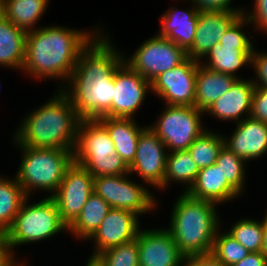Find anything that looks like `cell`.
<instances>
[{
  "label": "cell",
  "instance_id": "1",
  "mask_svg": "<svg viewBox=\"0 0 267 266\" xmlns=\"http://www.w3.org/2000/svg\"><path fill=\"white\" fill-rule=\"evenodd\" d=\"M102 31L81 51L62 88L81 119L111 117L114 74L123 62L124 53L117 50L108 33Z\"/></svg>",
  "mask_w": 267,
  "mask_h": 266
},
{
  "label": "cell",
  "instance_id": "2",
  "mask_svg": "<svg viewBox=\"0 0 267 266\" xmlns=\"http://www.w3.org/2000/svg\"><path fill=\"white\" fill-rule=\"evenodd\" d=\"M100 30L99 27L88 32L50 25L27 32L22 72L36 79H61L63 83L58 88L62 89L67 84L81 51Z\"/></svg>",
  "mask_w": 267,
  "mask_h": 266
},
{
  "label": "cell",
  "instance_id": "3",
  "mask_svg": "<svg viewBox=\"0 0 267 266\" xmlns=\"http://www.w3.org/2000/svg\"><path fill=\"white\" fill-rule=\"evenodd\" d=\"M56 92L41 107L23 117L13 135L17 147L75 150L81 118L69 96L62 89Z\"/></svg>",
  "mask_w": 267,
  "mask_h": 266
},
{
  "label": "cell",
  "instance_id": "4",
  "mask_svg": "<svg viewBox=\"0 0 267 266\" xmlns=\"http://www.w3.org/2000/svg\"><path fill=\"white\" fill-rule=\"evenodd\" d=\"M173 204L170 225L166 228L184 255L212 252L214 239L220 229L217 204L198 200L182 192Z\"/></svg>",
  "mask_w": 267,
  "mask_h": 266
},
{
  "label": "cell",
  "instance_id": "5",
  "mask_svg": "<svg viewBox=\"0 0 267 266\" xmlns=\"http://www.w3.org/2000/svg\"><path fill=\"white\" fill-rule=\"evenodd\" d=\"M21 162L16 179L27 197L35 191L51 193L52 197L63 180L66 169L74 162V150L59 148L19 147Z\"/></svg>",
  "mask_w": 267,
  "mask_h": 266
},
{
  "label": "cell",
  "instance_id": "6",
  "mask_svg": "<svg viewBox=\"0 0 267 266\" xmlns=\"http://www.w3.org/2000/svg\"><path fill=\"white\" fill-rule=\"evenodd\" d=\"M74 162L93 177L128 174L129 167L117 154L107 129L97 119H81Z\"/></svg>",
  "mask_w": 267,
  "mask_h": 266
},
{
  "label": "cell",
  "instance_id": "7",
  "mask_svg": "<svg viewBox=\"0 0 267 266\" xmlns=\"http://www.w3.org/2000/svg\"><path fill=\"white\" fill-rule=\"evenodd\" d=\"M28 201H30L29 197L24 200L12 225L3 235L14 255L16 246L38 243L53 238L61 231H68L51 197H44L31 204Z\"/></svg>",
  "mask_w": 267,
  "mask_h": 266
},
{
  "label": "cell",
  "instance_id": "8",
  "mask_svg": "<svg viewBox=\"0 0 267 266\" xmlns=\"http://www.w3.org/2000/svg\"><path fill=\"white\" fill-rule=\"evenodd\" d=\"M164 105L155 124L148 127L166 145L168 153L187 150L207 130L201 122L204 111L195 106Z\"/></svg>",
  "mask_w": 267,
  "mask_h": 266
},
{
  "label": "cell",
  "instance_id": "9",
  "mask_svg": "<svg viewBox=\"0 0 267 266\" xmlns=\"http://www.w3.org/2000/svg\"><path fill=\"white\" fill-rule=\"evenodd\" d=\"M131 174L94 177V192L111 208L125 209L138 215L149 213L158 201L149 189L130 179ZM155 198V199H154Z\"/></svg>",
  "mask_w": 267,
  "mask_h": 266
},
{
  "label": "cell",
  "instance_id": "10",
  "mask_svg": "<svg viewBox=\"0 0 267 266\" xmlns=\"http://www.w3.org/2000/svg\"><path fill=\"white\" fill-rule=\"evenodd\" d=\"M187 58L186 52L166 37L154 34L139 46L130 57L123 61L146 80H154L160 73L166 72Z\"/></svg>",
  "mask_w": 267,
  "mask_h": 266
},
{
  "label": "cell",
  "instance_id": "11",
  "mask_svg": "<svg viewBox=\"0 0 267 266\" xmlns=\"http://www.w3.org/2000/svg\"><path fill=\"white\" fill-rule=\"evenodd\" d=\"M94 192V177L73 162L65 171L62 182L51 197L57 206L62 222L69 227L79 216L89 196Z\"/></svg>",
  "mask_w": 267,
  "mask_h": 266
},
{
  "label": "cell",
  "instance_id": "12",
  "mask_svg": "<svg viewBox=\"0 0 267 266\" xmlns=\"http://www.w3.org/2000/svg\"><path fill=\"white\" fill-rule=\"evenodd\" d=\"M199 61L187 57L178 66L151 81V92L166 105L195 106V83Z\"/></svg>",
  "mask_w": 267,
  "mask_h": 266
},
{
  "label": "cell",
  "instance_id": "13",
  "mask_svg": "<svg viewBox=\"0 0 267 266\" xmlns=\"http://www.w3.org/2000/svg\"><path fill=\"white\" fill-rule=\"evenodd\" d=\"M167 154L166 145L146 125L138 138L136 156L129 166V173H136L140 176L139 178L144 180L145 184L162 191Z\"/></svg>",
  "mask_w": 267,
  "mask_h": 266
},
{
  "label": "cell",
  "instance_id": "14",
  "mask_svg": "<svg viewBox=\"0 0 267 266\" xmlns=\"http://www.w3.org/2000/svg\"><path fill=\"white\" fill-rule=\"evenodd\" d=\"M148 91H151V82L123 61L114 74L111 117L134 119Z\"/></svg>",
  "mask_w": 267,
  "mask_h": 266
},
{
  "label": "cell",
  "instance_id": "15",
  "mask_svg": "<svg viewBox=\"0 0 267 266\" xmlns=\"http://www.w3.org/2000/svg\"><path fill=\"white\" fill-rule=\"evenodd\" d=\"M139 216L125 209L111 208L95 233L88 239L95 246L92 256L136 239L140 230Z\"/></svg>",
  "mask_w": 267,
  "mask_h": 266
},
{
  "label": "cell",
  "instance_id": "16",
  "mask_svg": "<svg viewBox=\"0 0 267 266\" xmlns=\"http://www.w3.org/2000/svg\"><path fill=\"white\" fill-rule=\"evenodd\" d=\"M137 241L139 266H181L184 255L166 228H140Z\"/></svg>",
  "mask_w": 267,
  "mask_h": 266
},
{
  "label": "cell",
  "instance_id": "17",
  "mask_svg": "<svg viewBox=\"0 0 267 266\" xmlns=\"http://www.w3.org/2000/svg\"><path fill=\"white\" fill-rule=\"evenodd\" d=\"M244 12L209 11L199 12L192 47L186 52L187 57L201 61L210 49L220 42L230 25Z\"/></svg>",
  "mask_w": 267,
  "mask_h": 266
},
{
  "label": "cell",
  "instance_id": "18",
  "mask_svg": "<svg viewBox=\"0 0 267 266\" xmlns=\"http://www.w3.org/2000/svg\"><path fill=\"white\" fill-rule=\"evenodd\" d=\"M236 124L229 138L224 135L225 146L246 162L264 157L267 154V123L249 116Z\"/></svg>",
  "mask_w": 267,
  "mask_h": 266
},
{
  "label": "cell",
  "instance_id": "19",
  "mask_svg": "<svg viewBox=\"0 0 267 266\" xmlns=\"http://www.w3.org/2000/svg\"><path fill=\"white\" fill-rule=\"evenodd\" d=\"M254 89L252 80L237 79L229 91L212 103L204 114L223 121L241 122L250 116Z\"/></svg>",
  "mask_w": 267,
  "mask_h": 266
},
{
  "label": "cell",
  "instance_id": "20",
  "mask_svg": "<svg viewBox=\"0 0 267 266\" xmlns=\"http://www.w3.org/2000/svg\"><path fill=\"white\" fill-rule=\"evenodd\" d=\"M198 20L199 11L194 5L186 10L171 6L161 15V29L157 35L166 37L187 52L193 45Z\"/></svg>",
  "mask_w": 267,
  "mask_h": 266
},
{
  "label": "cell",
  "instance_id": "21",
  "mask_svg": "<svg viewBox=\"0 0 267 266\" xmlns=\"http://www.w3.org/2000/svg\"><path fill=\"white\" fill-rule=\"evenodd\" d=\"M185 193L194 199L211 201L217 205L240 196L216 164L201 168L191 188Z\"/></svg>",
  "mask_w": 267,
  "mask_h": 266
},
{
  "label": "cell",
  "instance_id": "22",
  "mask_svg": "<svg viewBox=\"0 0 267 266\" xmlns=\"http://www.w3.org/2000/svg\"><path fill=\"white\" fill-rule=\"evenodd\" d=\"M97 120L107 129L117 154L129 167L136 156L140 133L146 126H139L132 118L103 116Z\"/></svg>",
  "mask_w": 267,
  "mask_h": 266
},
{
  "label": "cell",
  "instance_id": "23",
  "mask_svg": "<svg viewBox=\"0 0 267 266\" xmlns=\"http://www.w3.org/2000/svg\"><path fill=\"white\" fill-rule=\"evenodd\" d=\"M237 79L232 75L210 70L198 63L195 83V107L205 112L212 103L229 91V88Z\"/></svg>",
  "mask_w": 267,
  "mask_h": 266
},
{
  "label": "cell",
  "instance_id": "24",
  "mask_svg": "<svg viewBox=\"0 0 267 266\" xmlns=\"http://www.w3.org/2000/svg\"><path fill=\"white\" fill-rule=\"evenodd\" d=\"M27 32L16 27L0 12V66L22 70Z\"/></svg>",
  "mask_w": 267,
  "mask_h": 266
},
{
  "label": "cell",
  "instance_id": "25",
  "mask_svg": "<svg viewBox=\"0 0 267 266\" xmlns=\"http://www.w3.org/2000/svg\"><path fill=\"white\" fill-rule=\"evenodd\" d=\"M253 50L237 49V45H220L217 42L199 63L215 72H222L241 79L236 73L246 65L251 66ZM205 59L207 60L205 61Z\"/></svg>",
  "mask_w": 267,
  "mask_h": 266
},
{
  "label": "cell",
  "instance_id": "26",
  "mask_svg": "<svg viewBox=\"0 0 267 266\" xmlns=\"http://www.w3.org/2000/svg\"><path fill=\"white\" fill-rule=\"evenodd\" d=\"M49 0H0V12L16 27L30 32L48 7Z\"/></svg>",
  "mask_w": 267,
  "mask_h": 266
},
{
  "label": "cell",
  "instance_id": "27",
  "mask_svg": "<svg viewBox=\"0 0 267 266\" xmlns=\"http://www.w3.org/2000/svg\"><path fill=\"white\" fill-rule=\"evenodd\" d=\"M111 209L110 205L101 197L93 192L79 216L68 227V232L80 240H88L100 226L101 222Z\"/></svg>",
  "mask_w": 267,
  "mask_h": 266
},
{
  "label": "cell",
  "instance_id": "28",
  "mask_svg": "<svg viewBox=\"0 0 267 266\" xmlns=\"http://www.w3.org/2000/svg\"><path fill=\"white\" fill-rule=\"evenodd\" d=\"M3 177L0 176V235H4L10 228L27 198L15 175L11 179Z\"/></svg>",
  "mask_w": 267,
  "mask_h": 266
},
{
  "label": "cell",
  "instance_id": "29",
  "mask_svg": "<svg viewBox=\"0 0 267 266\" xmlns=\"http://www.w3.org/2000/svg\"><path fill=\"white\" fill-rule=\"evenodd\" d=\"M197 164L190 156L188 150L169 152L166 157V171L164 175L163 190L172 182L186 185L187 192L194 183L199 172Z\"/></svg>",
  "mask_w": 267,
  "mask_h": 266
},
{
  "label": "cell",
  "instance_id": "30",
  "mask_svg": "<svg viewBox=\"0 0 267 266\" xmlns=\"http://www.w3.org/2000/svg\"><path fill=\"white\" fill-rule=\"evenodd\" d=\"M225 145L224 135L210 131H204L187 149L198 168L214 165L221 148Z\"/></svg>",
  "mask_w": 267,
  "mask_h": 266
},
{
  "label": "cell",
  "instance_id": "31",
  "mask_svg": "<svg viewBox=\"0 0 267 266\" xmlns=\"http://www.w3.org/2000/svg\"><path fill=\"white\" fill-rule=\"evenodd\" d=\"M246 161L238 157L225 145L221 148L216 160L217 167H220L227 182L241 195L245 190ZM246 167V169H245Z\"/></svg>",
  "mask_w": 267,
  "mask_h": 266
},
{
  "label": "cell",
  "instance_id": "32",
  "mask_svg": "<svg viewBox=\"0 0 267 266\" xmlns=\"http://www.w3.org/2000/svg\"><path fill=\"white\" fill-rule=\"evenodd\" d=\"M250 252H262L263 220L241 218L226 231Z\"/></svg>",
  "mask_w": 267,
  "mask_h": 266
},
{
  "label": "cell",
  "instance_id": "33",
  "mask_svg": "<svg viewBox=\"0 0 267 266\" xmlns=\"http://www.w3.org/2000/svg\"><path fill=\"white\" fill-rule=\"evenodd\" d=\"M214 255L224 266H232L233 264L244 259L250 251L235 240L227 232L217 231L212 248Z\"/></svg>",
  "mask_w": 267,
  "mask_h": 266
},
{
  "label": "cell",
  "instance_id": "34",
  "mask_svg": "<svg viewBox=\"0 0 267 266\" xmlns=\"http://www.w3.org/2000/svg\"><path fill=\"white\" fill-rule=\"evenodd\" d=\"M138 241L136 239L111 247L97 257L105 266H139Z\"/></svg>",
  "mask_w": 267,
  "mask_h": 266
},
{
  "label": "cell",
  "instance_id": "35",
  "mask_svg": "<svg viewBox=\"0 0 267 266\" xmlns=\"http://www.w3.org/2000/svg\"><path fill=\"white\" fill-rule=\"evenodd\" d=\"M247 24H251L249 19L244 14L240 15L226 30L219 42L220 45H237V49H254L252 40L243 32V27Z\"/></svg>",
  "mask_w": 267,
  "mask_h": 266
},
{
  "label": "cell",
  "instance_id": "36",
  "mask_svg": "<svg viewBox=\"0 0 267 266\" xmlns=\"http://www.w3.org/2000/svg\"><path fill=\"white\" fill-rule=\"evenodd\" d=\"M253 50L251 56V67L255 71V78H252V83L255 87H267V52Z\"/></svg>",
  "mask_w": 267,
  "mask_h": 266
},
{
  "label": "cell",
  "instance_id": "37",
  "mask_svg": "<svg viewBox=\"0 0 267 266\" xmlns=\"http://www.w3.org/2000/svg\"><path fill=\"white\" fill-rule=\"evenodd\" d=\"M253 1V10L249 13L246 10L244 15L249 19L250 25H252L255 30L261 31L263 34L266 33L267 35V0Z\"/></svg>",
  "mask_w": 267,
  "mask_h": 266
},
{
  "label": "cell",
  "instance_id": "38",
  "mask_svg": "<svg viewBox=\"0 0 267 266\" xmlns=\"http://www.w3.org/2000/svg\"><path fill=\"white\" fill-rule=\"evenodd\" d=\"M250 117L267 123V87H255Z\"/></svg>",
  "mask_w": 267,
  "mask_h": 266
},
{
  "label": "cell",
  "instance_id": "39",
  "mask_svg": "<svg viewBox=\"0 0 267 266\" xmlns=\"http://www.w3.org/2000/svg\"><path fill=\"white\" fill-rule=\"evenodd\" d=\"M187 1V0H186ZM194 5L199 12L209 11H232L245 12L243 8H235L231 6L232 0H188Z\"/></svg>",
  "mask_w": 267,
  "mask_h": 266
},
{
  "label": "cell",
  "instance_id": "40",
  "mask_svg": "<svg viewBox=\"0 0 267 266\" xmlns=\"http://www.w3.org/2000/svg\"><path fill=\"white\" fill-rule=\"evenodd\" d=\"M181 266H224L212 253L184 256Z\"/></svg>",
  "mask_w": 267,
  "mask_h": 266
},
{
  "label": "cell",
  "instance_id": "41",
  "mask_svg": "<svg viewBox=\"0 0 267 266\" xmlns=\"http://www.w3.org/2000/svg\"><path fill=\"white\" fill-rule=\"evenodd\" d=\"M232 266H267V257L263 252H250L244 259Z\"/></svg>",
  "mask_w": 267,
  "mask_h": 266
},
{
  "label": "cell",
  "instance_id": "42",
  "mask_svg": "<svg viewBox=\"0 0 267 266\" xmlns=\"http://www.w3.org/2000/svg\"><path fill=\"white\" fill-rule=\"evenodd\" d=\"M15 256L3 235H0V266H11L17 260Z\"/></svg>",
  "mask_w": 267,
  "mask_h": 266
},
{
  "label": "cell",
  "instance_id": "43",
  "mask_svg": "<svg viewBox=\"0 0 267 266\" xmlns=\"http://www.w3.org/2000/svg\"><path fill=\"white\" fill-rule=\"evenodd\" d=\"M263 247H262V252L266 255L267 257V210L266 213L263 217Z\"/></svg>",
  "mask_w": 267,
  "mask_h": 266
},
{
  "label": "cell",
  "instance_id": "44",
  "mask_svg": "<svg viewBox=\"0 0 267 266\" xmlns=\"http://www.w3.org/2000/svg\"><path fill=\"white\" fill-rule=\"evenodd\" d=\"M86 266H105L104 263L97 256H90L87 260Z\"/></svg>",
  "mask_w": 267,
  "mask_h": 266
},
{
  "label": "cell",
  "instance_id": "45",
  "mask_svg": "<svg viewBox=\"0 0 267 266\" xmlns=\"http://www.w3.org/2000/svg\"><path fill=\"white\" fill-rule=\"evenodd\" d=\"M23 260L19 261H15L11 266H26L24 262H22Z\"/></svg>",
  "mask_w": 267,
  "mask_h": 266
}]
</instances>
